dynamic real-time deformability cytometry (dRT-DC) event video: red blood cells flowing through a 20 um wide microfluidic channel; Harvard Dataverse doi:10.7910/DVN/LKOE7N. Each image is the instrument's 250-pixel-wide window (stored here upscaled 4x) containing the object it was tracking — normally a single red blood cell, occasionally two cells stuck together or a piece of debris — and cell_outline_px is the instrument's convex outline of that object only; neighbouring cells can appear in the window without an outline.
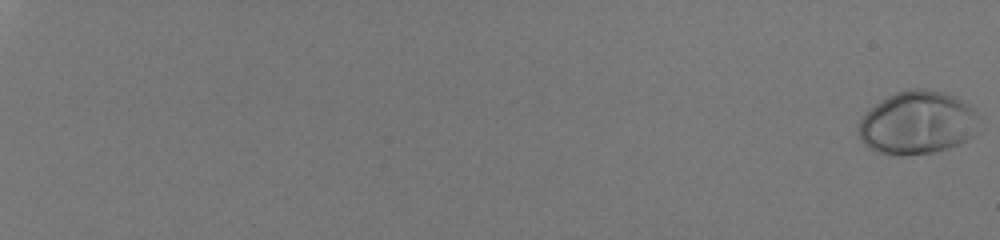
{"species": "human", "species_latin": "Homo sapiens", "temperature_condition": "room temperature", "stored_images_in_passage": 58, "camera_frame_rate_fps": 3000, "um_per_image_px": 0.085, "donor": {"sex": "male"}, "frame": {"image": 1, "passage_image": 1, "time_ms": 0.0, "image_size_px": [1000, 240], "cell_outline_px": [[976, 136], [968, 140], [948, 148], [932, 152], [900, 156], [876, 152], [868, 148], [864, 144], [860, 136], [860, 120], [876, 104], [888, 96], [896, 92], [908, 88], [924, 88], [944, 92], [956, 96], [976, 108]], "centroid_in_image_um": [78.02, 10.43], "position_along_channel_um": 7.0, "area_um2": 44.45}}
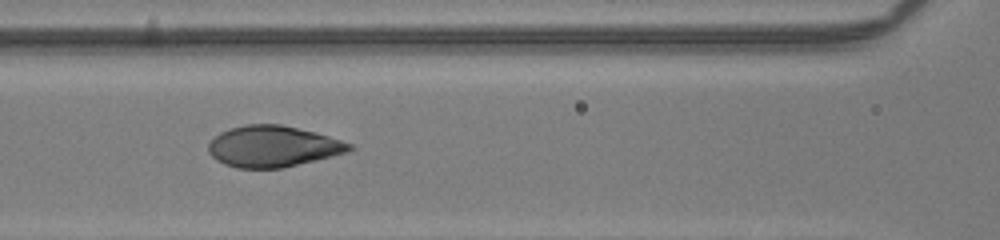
{"frame": {"image": 2, "passage_image": 33, "time_ms": 10.667, "image_size_px": [1000, 240], "cell_outline_px": [[356, 148], [348, 152], [332, 156], [280, 168], [236, 168], [224, 164], [216, 160], [208, 152], [208, 144], [220, 132], [228, 128], [244, 124], [280, 124], [316, 132], [352, 144]], "centroid_in_image_um": [23.18, 12.43], "position_along_channel_um": 143.4, "area_um2": 33.81}}
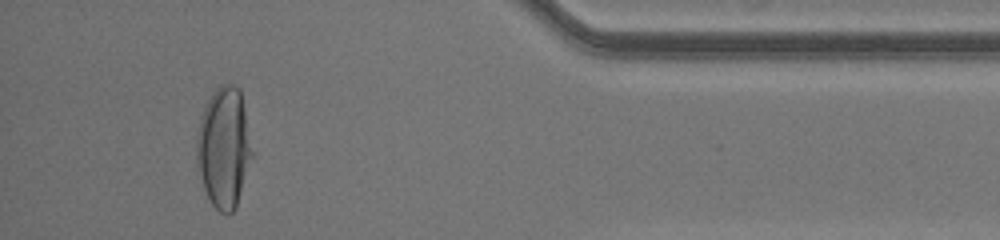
{"frame": {"image": 3, "passage_image": 55, "time_ms": 18.0, "image_size_px": [1000, 240], "cell_outline_px": [[256, 152], [236, 208], [228, 216], [220, 212], [212, 204], [204, 188], [196, 164], [196, 132], [200, 116], [212, 92], [220, 84], [232, 84], [240, 88]], "centroid_in_image_um": [19.08, 12.54], "position_along_channel_um": 416.1, "area_um2": 40.34}}